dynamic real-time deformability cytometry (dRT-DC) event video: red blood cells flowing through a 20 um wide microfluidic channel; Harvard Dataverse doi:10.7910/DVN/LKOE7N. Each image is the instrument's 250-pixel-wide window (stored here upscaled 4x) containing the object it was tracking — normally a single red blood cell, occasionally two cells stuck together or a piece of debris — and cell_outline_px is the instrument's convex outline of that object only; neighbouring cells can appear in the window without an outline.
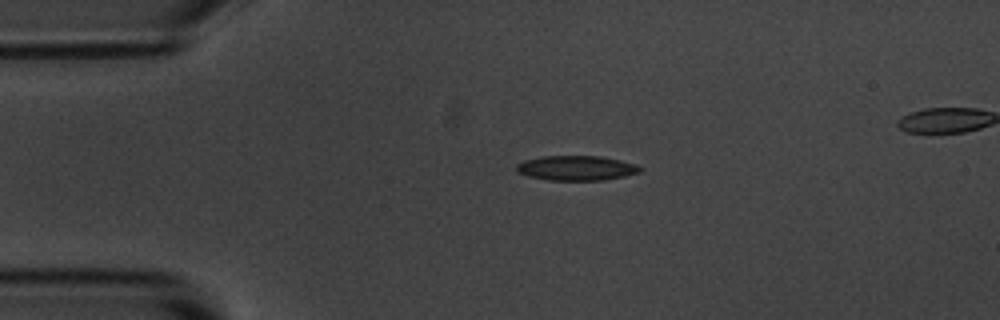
{"species": "common noctule bat (a hibernating species)", "species_latin": "Nyctalus noctula", "temperature_condition": "room temperature", "stored_images_in_passage": 5, "camera_frame_rate_fps": 3000, "um_per_image_px": 0.085, "animal": {"sex": "male", "body_mass_g": 20.1, "forearm_length_mm": 53.5}, "frame": {"image": 1, "passage_image": 3, "time_ms": 2.333, "image_size_px": [1000, 320], "cell_outline_px": [[644, 168], [640, 172], [624, 176], [604, 180], [548, 180], [528, 176], [516, 172], [516, 164], [524, 160], [540, 156], [600, 156], [620, 160], [636, 164]], "centroid_in_image_um": [48.98, 14.28], "position_along_channel_um": 36.0, "area_um2": 17.98}}